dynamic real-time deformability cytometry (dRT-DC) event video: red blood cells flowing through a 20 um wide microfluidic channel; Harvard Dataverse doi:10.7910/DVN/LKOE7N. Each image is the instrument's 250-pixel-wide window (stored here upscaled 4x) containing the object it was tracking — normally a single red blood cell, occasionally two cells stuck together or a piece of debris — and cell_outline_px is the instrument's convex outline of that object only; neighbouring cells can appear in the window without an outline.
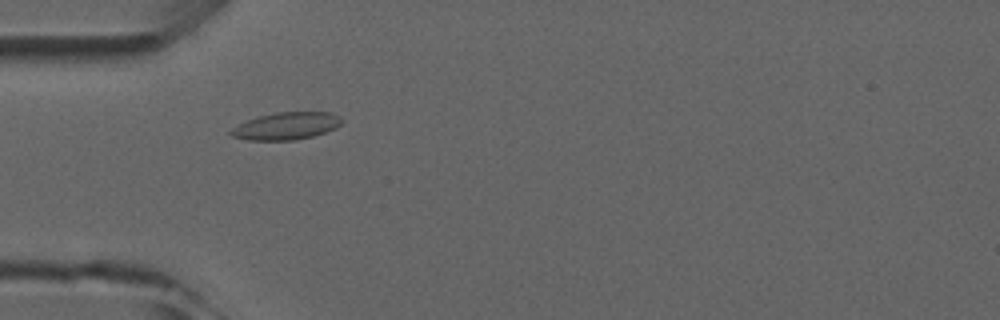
{"species": "common noctule bat (a hibernating species)", "species_latin": "Nyctalus noctula", "temperature_condition": "room temperature", "stored_images_in_passage": 2, "camera_frame_rate_fps": 3000, "um_per_image_px": 0.085, "animal": {"sex": "male", "forearm_length_mm": 52.5}, "frame": {"image": 1, "passage_image": 1, "time_ms": 0.0, "image_size_px": [1000, 320], "cell_outline_px": [[344, 120], [336, 128], [312, 136], [292, 140], [248, 140], [232, 136], [228, 132], [232, 128], [248, 120], [260, 116], [276, 112], [332, 112], [340, 116]], "centroid_in_image_um": [24.36, 10.7], "position_along_channel_um": 60.6, "area_um2": 17.51}}
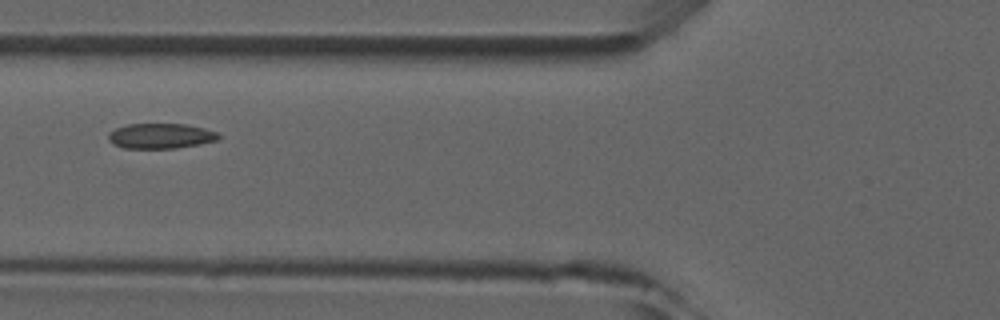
{"frame": {"image": 2, "passage_image": 2, "time_ms": 1.333, "image_size_px": [1000, 320], "cell_outline_px": [[220, 136], [216, 140], [200, 144], [176, 148], [124, 148], [112, 144], [108, 140], [108, 132], [116, 128], [128, 124], [184, 124], [204, 128], [216, 132]], "centroid_in_image_um": [13.61, 11.56], "position_along_channel_um": 112.2, "area_um2": 16.13}}